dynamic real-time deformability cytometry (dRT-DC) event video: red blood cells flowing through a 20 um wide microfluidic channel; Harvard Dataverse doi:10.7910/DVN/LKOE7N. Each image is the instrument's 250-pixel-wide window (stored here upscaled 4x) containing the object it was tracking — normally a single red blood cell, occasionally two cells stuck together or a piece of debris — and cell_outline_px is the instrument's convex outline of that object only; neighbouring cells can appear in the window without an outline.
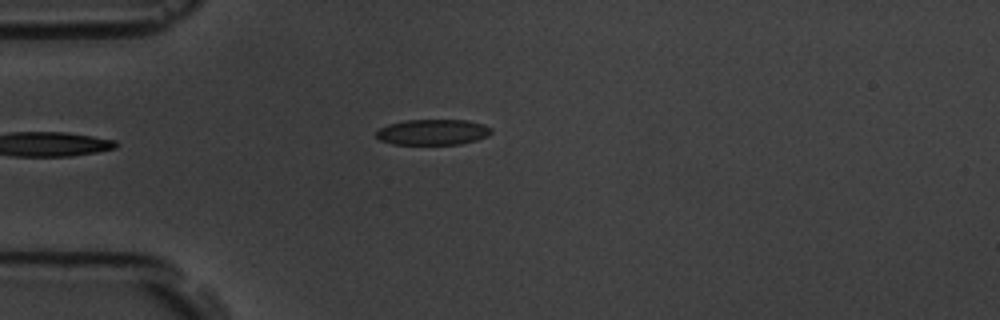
{"species": "common noctule bat (a hibernating species)", "species_latin": "Nyctalus noctula", "temperature_condition": "room temperature", "stored_images_in_passage": 8, "camera_frame_rate_fps": 3000, "um_per_image_px": 0.085, "animal": {"sex": "male", "body_mass_g": 19.5, "forearm_length_mm": 54.6}, "frame": {"image": 1, "passage_image": 5, "time_ms": 4.667, "image_size_px": [1000, 320], "cell_outline_px": [[492, 132], [488, 136], [476, 140], [460, 144], [392, 144], [380, 140], [376, 136], [376, 132], [380, 128], [388, 124], [408, 120], [468, 120], [484, 124], [492, 128]], "centroid_in_image_um": [36.81, 11.23], "position_along_channel_um": 48.2, "area_um2": 17.22}}
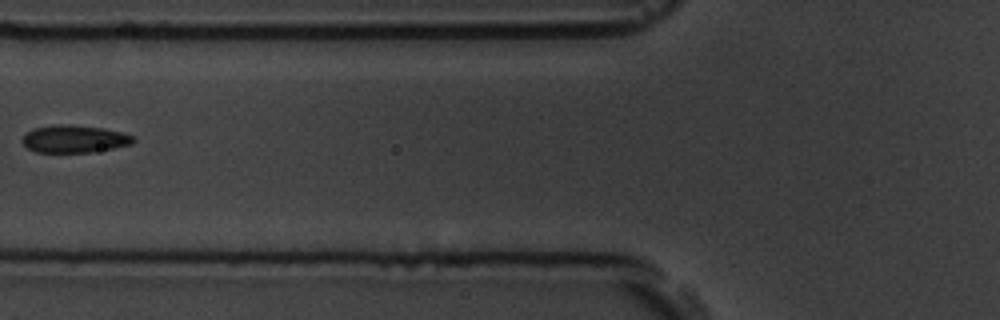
{"frame": {"image": 2, "passage_image": 7, "time_ms": 7.0, "image_size_px": [1000, 320], "cell_outline_px": [[136, 140], [132, 144], [92, 152], [36, 152], [28, 148], [20, 140], [32, 128], [56, 124], [68, 124], [104, 128], [124, 132], [132, 136]], "centroid_in_image_um": [6.32, 11.8], "position_along_channel_um": 119.5, "area_um2": 17.86}}
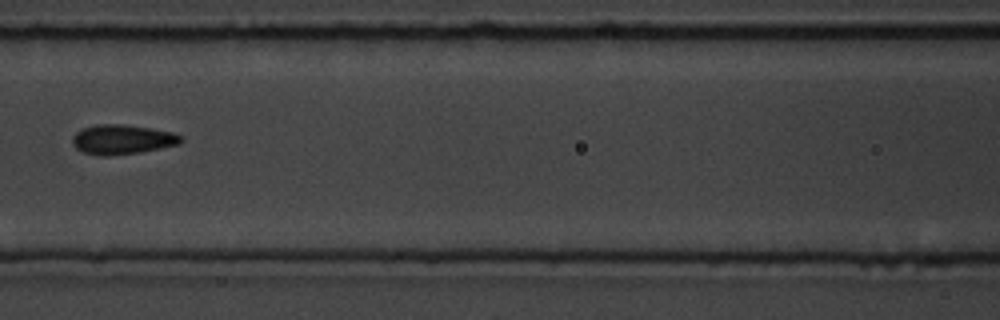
{"frame": {"image": 3, "passage_image": 8, "time_ms": 8.0, "image_size_px": [1000, 320], "cell_outline_px": [[184, 140], [180, 144], [140, 152], [108, 156], [104, 156], [84, 152], [76, 148], [72, 144], [72, 136], [76, 132], [84, 128], [96, 124], [120, 124], [148, 128], [172, 132], [180, 136]], "centroid_in_image_um": [10.37, 11.86], "position_along_channel_um": 156.2, "area_um2": 18.55}}